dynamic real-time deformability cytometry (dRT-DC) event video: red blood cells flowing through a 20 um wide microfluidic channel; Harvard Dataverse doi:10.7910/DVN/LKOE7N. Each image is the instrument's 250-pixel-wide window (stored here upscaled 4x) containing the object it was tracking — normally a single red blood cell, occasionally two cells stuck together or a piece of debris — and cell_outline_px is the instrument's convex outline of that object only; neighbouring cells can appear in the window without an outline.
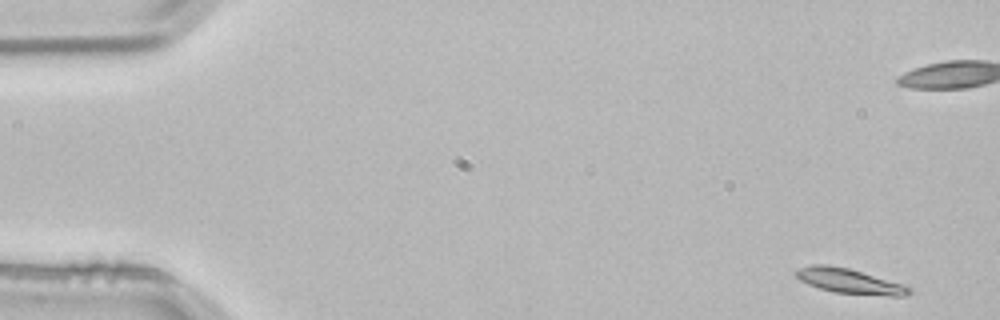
{"species": "common noctule bat (a hibernating species)", "species_latin": "Nyctalus noctula", "temperature_condition": "room temperature", "stored_images_in_passage": 5, "camera_frame_rate_fps": 3000, "um_per_image_px": 0.085, "animal": {"sex": "male", "body_mass_g": 21.5, "forearm_length_mm": 52.0}, "frame": {"image": 1, "passage_image": 1, "time_ms": 0.0, "image_size_px": [1000, 320], "cell_outline_px": [[912, 292], [904, 296], [888, 296], [832, 292], [808, 284], [800, 280], [796, 276], [796, 272], [800, 268], [812, 264], [828, 264], [848, 268], [904, 284], [912, 288]], "centroid_in_image_um": [72.24, 23.9], "position_along_channel_um": 12.8, "area_um2": 16.42}}